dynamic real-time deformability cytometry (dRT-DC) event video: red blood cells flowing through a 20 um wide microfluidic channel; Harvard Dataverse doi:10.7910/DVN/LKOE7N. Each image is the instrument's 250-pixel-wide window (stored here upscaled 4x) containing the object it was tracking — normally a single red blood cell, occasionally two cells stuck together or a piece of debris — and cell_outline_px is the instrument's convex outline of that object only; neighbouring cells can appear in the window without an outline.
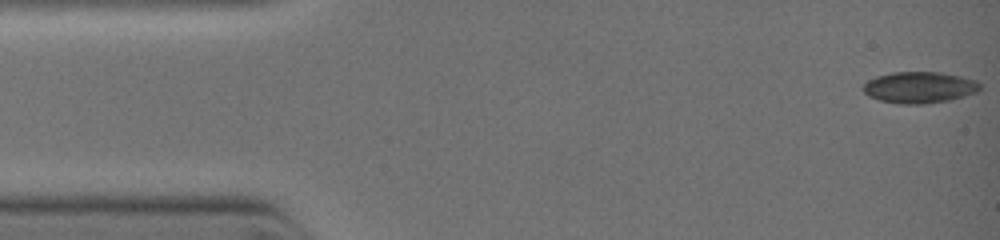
{"species": "common noctule bat (a hibernating species)", "species_latin": "Nyctalus noctula", "temperature_condition": "warm", "stored_images_in_passage": 3, "camera_frame_rate_fps": 3000, "um_per_image_px": 0.085, "animal": {"sex": "female", "body_mass_g": 19.0, "forearm_length_mm": 51.5}, "frame": {"image": 1, "passage_image": 1, "time_ms": 0.0, "image_size_px": [1000, 240], "cell_outline_px": [[980, 88], [976, 92], [964, 96], [948, 100], [924, 104], [900, 104], [880, 100], [868, 96], [864, 92], [864, 84], [868, 80], [876, 76], [892, 72], [940, 72], [960, 76], [976, 80], [980, 84]], "centroid_in_image_um": [78.14, 7.42], "position_along_channel_um": 6.9, "area_um2": 21.27}}